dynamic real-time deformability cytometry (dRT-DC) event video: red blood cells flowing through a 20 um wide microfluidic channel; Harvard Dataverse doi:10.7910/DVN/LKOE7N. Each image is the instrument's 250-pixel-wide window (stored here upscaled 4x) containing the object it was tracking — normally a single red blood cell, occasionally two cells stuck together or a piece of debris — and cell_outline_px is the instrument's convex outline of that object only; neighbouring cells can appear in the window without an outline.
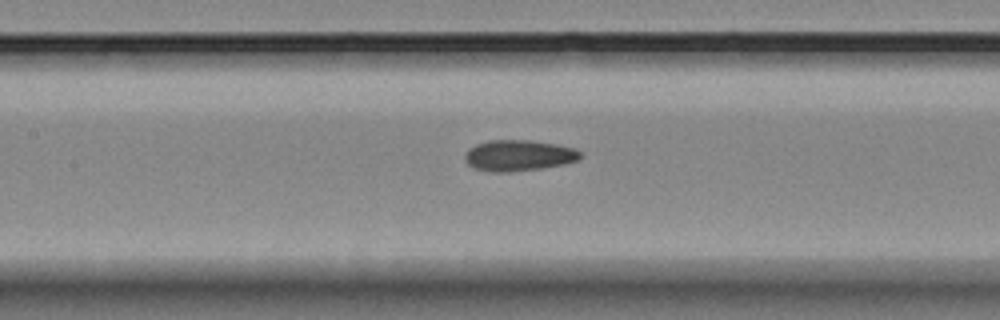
{"species": "Egyptian fruit bat (a non-hibernating species)", "species_latin": "Rousettus aegyptiacus", "temperature_condition": "room temperature", "stored_images_in_passage": 6, "camera_frame_rate_fps": 3000, "um_per_image_px": 0.085, "animal": {"sex": "female"}, "frame": {"image": 1, "passage_image": 5, "time_ms": 5.0, "image_size_px": [1000, 320], "cell_outline_px": [[584, 156], [580, 160], [564, 164], [540, 168], [508, 172], [492, 172], [472, 168], [464, 160], [464, 156], [468, 148], [476, 144], [488, 140], [532, 140], [556, 144], [576, 148]], "centroid_in_image_um": [44.09, 13.21], "position_along_channel_um": 163.3, "area_um2": 21.15}}